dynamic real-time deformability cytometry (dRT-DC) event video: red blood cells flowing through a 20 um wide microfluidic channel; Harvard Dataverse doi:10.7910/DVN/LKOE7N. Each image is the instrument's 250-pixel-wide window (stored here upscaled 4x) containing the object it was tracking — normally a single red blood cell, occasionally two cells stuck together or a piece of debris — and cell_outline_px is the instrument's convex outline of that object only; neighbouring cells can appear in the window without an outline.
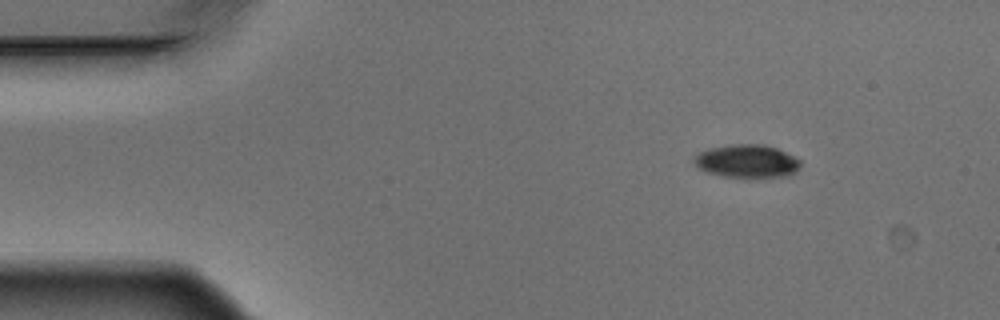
{"species": "Egyptian fruit bat (a non-hibernating species)", "species_latin": "Rousettus aegyptiacus", "temperature_condition": "warm", "stored_images_in_passage": 3, "camera_frame_rate_fps": 3000, "um_per_image_px": 0.085, "animal": {"sex": "male"}, "frame": {"image": 1, "passage_image": 1, "time_ms": 0.0, "image_size_px": [1000, 320], "cell_outline_px": [[800, 168], [796, 172], [788, 176], [752, 180], [724, 176], [708, 172], [700, 168], [692, 160], [700, 152], [708, 148], [732, 144], [764, 144], [776, 148], [800, 160]], "centroid_in_image_um": [63.53, 13.74], "position_along_channel_um": 21.5, "area_um2": 21.04}}